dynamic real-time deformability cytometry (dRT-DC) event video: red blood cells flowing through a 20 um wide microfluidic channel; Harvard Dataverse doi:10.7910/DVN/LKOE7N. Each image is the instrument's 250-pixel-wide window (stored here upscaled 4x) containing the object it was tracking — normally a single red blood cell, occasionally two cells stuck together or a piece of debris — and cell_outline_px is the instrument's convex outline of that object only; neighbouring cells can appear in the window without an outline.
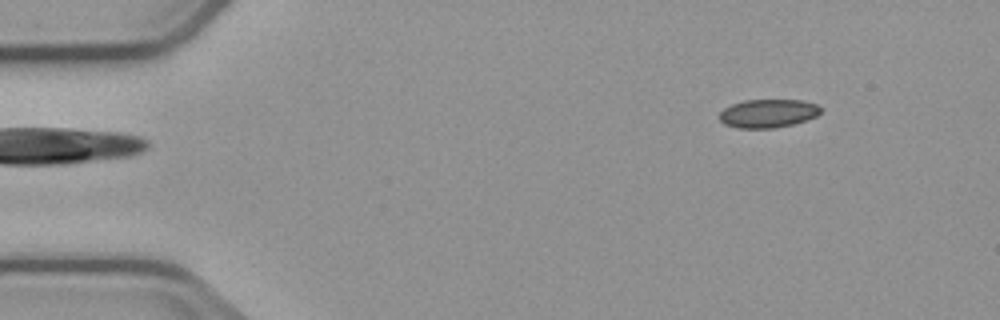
{"species": "common noctule bat (a hibernating species)", "species_latin": "Nyctalus noctula", "temperature_condition": "cold", "stored_images_in_passage": 5, "camera_frame_rate_fps": 3000, "um_per_image_px": 0.085, "animal": {"sex": "male", "body_mass_g": 23.1, "forearm_length_mm": 52.7}, "frame": {"image": 1, "passage_image": 5, "time_ms": 5.0, "image_size_px": [1000, 320], "cell_outline_px": [[820, 112], [816, 116], [792, 124], [776, 128], [736, 128], [724, 124], [720, 120], [720, 112], [724, 108], [732, 104], [744, 100], [804, 100], [816, 104], [820, 108]], "centroid_in_image_um": [65.25, 9.64], "position_along_channel_um": 19.7, "area_um2": 16.7}}